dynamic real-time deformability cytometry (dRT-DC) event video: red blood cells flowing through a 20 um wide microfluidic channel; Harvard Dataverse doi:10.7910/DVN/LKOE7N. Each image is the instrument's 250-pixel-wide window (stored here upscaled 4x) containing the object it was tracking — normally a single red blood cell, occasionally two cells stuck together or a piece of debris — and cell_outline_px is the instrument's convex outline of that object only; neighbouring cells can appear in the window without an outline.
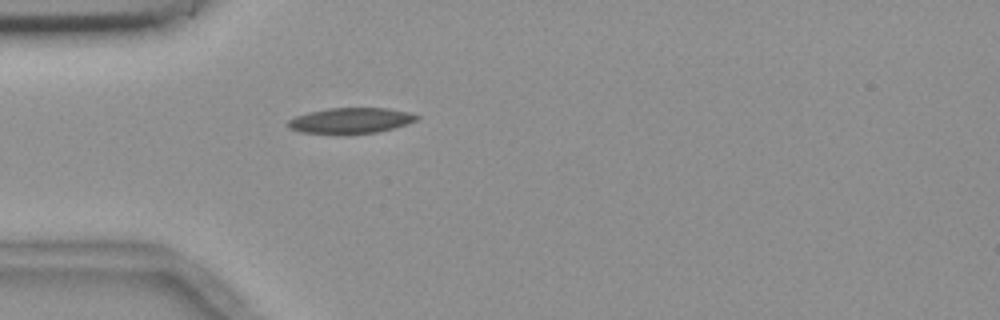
{"species": "common noctule bat (a hibernating species)", "species_latin": "Nyctalus noctula", "temperature_condition": "room temperature", "stored_images_in_passage": 40, "camera_frame_rate_fps": 3000, "um_per_image_px": 0.085, "animal": {"sex": "female", "body_mass_g": 18.4}, "frame": {"image": 1, "passage_image": 1, "time_ms": 0.0, "image_size_px": [1000, 320], "cell_outline_px": [[420, 116], [416, 120], [392, 128], [376, 132], [344, 136], [340, 136], [300, 132], [288, 128], [288, 120], [296, 116], [308, 112], [328, 108], [388, 108], [408, 112]], "centroid_in_image_um": [29.73, 10.28], "position_along_channel_um": 55.3, "area_um2": 19.65}}
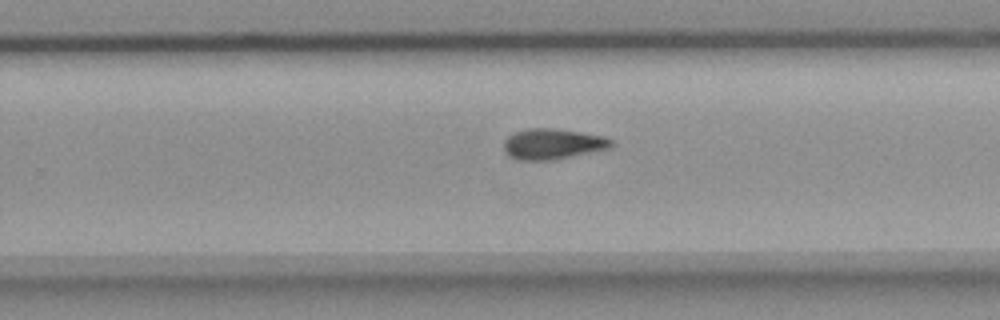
{"frame": {"image": 2, "passage_image": 20, "time_ms": 6.333, "image_size_px": [1000, 320], "cell_outline_px": [[612, 148], [556, 160], [524, 160], [508, 156], [504, 152], [504, 140], [508, 136], [516, 132], [528, 128], [552, 128], [580, 132], [604, 136], [612, 140]], "centroid_in_image_um": [46.99, 12.24], "position_along_channel_um": 282.8, "area_um2": 19.31}}
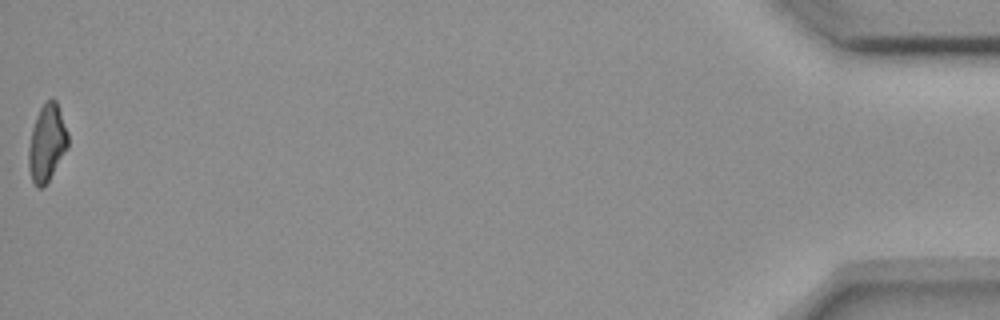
{"frame": {"image": 3, "passage_image": 40, "time_ms": 13.0, "image_size_px": [1000, 320], "cell_outline_px": [[68, 148], [48, 180], [40, 188], [36, 188], [32, 180], [28, 168], [28, 148], [32, 128], [36, 116], [40, 108], [52, 96], [56, 100], [68, 132]], "centroid_in_image_um": [3.98, 12.13], "position_along_channel_um": 431.2, "area_um2": 17.63}, "authors_computed_cell_mechanics": {"area_um2": 18.6405, "velocity_mm_per_s": 3.7001, "shape_relaxation_time_tau1_ms": 8.6765, "shape_relaxation_time_tau2_ms": null, "deformation_change_tau1": 0.1902, "deformation_change_tau2": null}}